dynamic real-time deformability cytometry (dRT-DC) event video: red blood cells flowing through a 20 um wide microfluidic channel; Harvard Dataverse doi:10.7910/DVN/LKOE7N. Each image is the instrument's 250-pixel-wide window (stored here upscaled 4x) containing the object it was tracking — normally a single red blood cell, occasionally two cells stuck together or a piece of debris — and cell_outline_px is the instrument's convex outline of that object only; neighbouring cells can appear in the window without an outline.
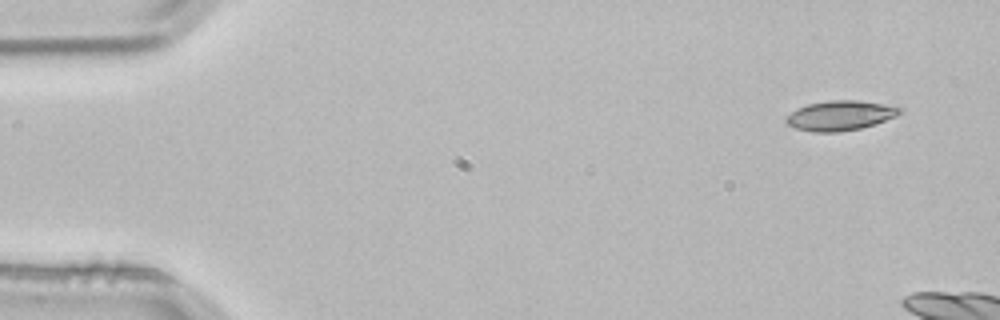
{"species": "common noctule bat (a hibernating species)", "species_latin": "Nyctalus noctula", "temperature_condition": "room temperature", "stored_images_in_passage": 5, "segment_of_instrument_passage": [2, 2], "camera_frame_rate_fps": 3000, "um_per_image_px": 0.085, "animal": {"sex": "male", "body_mass_g": 21.5, "forearm_length_mm": 52.0}, "frame": {"image": 1, "passage_image": 5, "time_ms": 1.333, "image_size_px": [1000, 320], "cell_outline_px": [[900, 112], [896, 116], [876, 124], [860, 128], [836, 132], [812, 132], [796, 128], [788, 124], [784, 120], [796, 108], [808, 104], [832, 100], [856, 100], [884, 104], [900, 108]], "centroid_in_image_um": [71.39, 9.82], "position_along_channel_um": 13.6, "area_um2": 19.48}}